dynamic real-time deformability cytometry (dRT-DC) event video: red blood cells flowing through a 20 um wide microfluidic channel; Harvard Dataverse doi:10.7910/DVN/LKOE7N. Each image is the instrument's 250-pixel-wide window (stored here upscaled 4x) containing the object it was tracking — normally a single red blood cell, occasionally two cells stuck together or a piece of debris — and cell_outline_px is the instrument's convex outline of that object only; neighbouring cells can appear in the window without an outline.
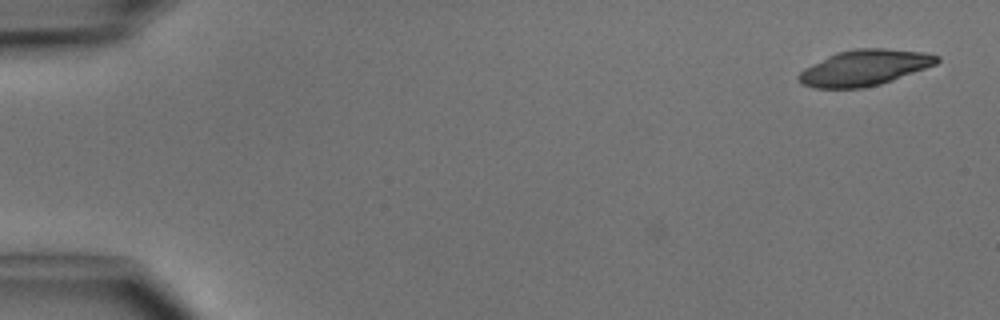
{"species": "common noctule bat (a hibernating species)", "species_latin": "Nyctalus noctula", "temperature_condition": "cold", "stored_images_in_passage": 2, "camera_frame_rate_fps": 3000, "um_per_image_px": 0.085, "animal": {"sex": "male", "body_mass_g": 15.6}, "frame": {"image": 1, "passage_image": 2, "time_ms": 1.333, "image_size_px": [1000, 320], "cell_outline_px": [[940, 60], [936, 64], [892, 80], [880, 84], [864, 88], [816, 88], [804, 84], [796, 76], [804, 68], [836, 52], [856, 48], [884, 48], [924, 52], [940, 56]], "centroid_in_image_um": [73.49, 5.75], "position_along_channel_um": 11.5, "area_um2": 28.67}}